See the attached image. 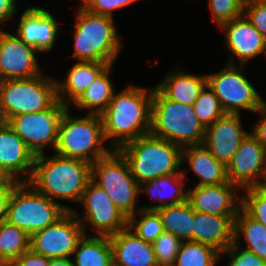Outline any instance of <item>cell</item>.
<instances>
[{"label": "cell", "mask_w": 266, "mask_h": 266, "mask_svg": "<svg viewBox=\"0 0 266 266\" xmlns=\"http://www.w3.org/2000/svg\"><path fill=\"white\" fill-rule=\"evenodd\" d=\"M151 105L152 88L129 84L119 93L114 92L101 114L103 134L113 150L150 133Z\"/></svg>", "instance_id": "1"}, {"label": "cell", "mask_w": 266, "mask_h": 266, "mask_svg": "<svg viewBox=\"0 0 266 266\" xmlns=\"http://www.w3.org/2000/svg\"><path fill=\"white\" fill-rule=\"evenodd\" d=\"M91 178V164L54 153L35 157L30 179L27 181L39 193L52 201L80 202Z\"/></svg>", "instance_id": "2"}, {"label": "cell", "mask_w": 266, "mask_h": 266, "mask_svg": "<svg viewBox=\"0 0 266 266\" xmlns=\"http://www.w3.org/2000/svg\"><path fill=\"white\" fill-rule=\"evenodd\" d=\"M75 17L70 56L77 61L114 65L123 48L115 18L90 12L81 4Z\"/></svg>", "instance_id": "3"}, {"label": "cell", "mask_w": 266, "mask_h": 266, "mask_svg": "<svg viewBox=\"0 0 266 266\" xmlns=\"http://www.w3.org/2000/svg\"><path fill=\"white\" fill-rule=\"evenodd\" d=\"M118 151L139 185L181 172L182 148L151 133L126 143Z\"/></svg>", "instance_id": "4"}, {"label": "cell", "mask_w": 266, "mask_h": 266, "mask_svg": "<svg viewBox=\"0 0 266 266\" xmlns=\"http://www.w3.org/2000/svg\"><path fill=\"white\" fill-rule=\"evenodd\" d=\"M150 133L184 148L202 145L205 127L198 121L193 105L171 101L153 86Z\"/></svg>", "instance_id": "5"}, {"label": "cell", "mask_w": 266, "mask_h": 266, "mask_svg": "<svg viewBox=\"0 0 266 266\" xmlns=\"http://www.w3.org/2000/svg\"><path fill=\"white\" fill-rule=\"evenodd\" d=\"M69 110L61 119L54 153L90 164L106 157L113 149L103 144L106 139L101 115L72 116Z\"/></svg>", "instance_id": "6"}, {"label": "cell", "mask_w": 266, "mask_h": 266, "mask_svg": "<svg viewBox=\"0 0 266 266\" xmlns=\"http://www.w3.org/2000/svg\"><path fill=\"white\" fill-rule=\"evenodd\" d=\"M57 101L56 78L41 73L24 79L0 81V122L20 114L42 112Z\"/></svg>", "instance_id": "7"}, {"label": "cell", "mask_w": 266, "mask_h": 266, "mask_svg": "<svg viewBox=\"0 0 266 266\" xmlns=\"http://www.w3.org/2000/svg\"><path fill=\"white\" fill-rule=\"evenodd\" d=\"M72 210L73 207L54 202L39 193L28 182H19L8 203L6 221L31 236Z\"/></svg>", "instance_id": "8"}, {"label": "cell", "mask_w": 266, "mask_h": 266, "mask_svg": "<svg viewBox=\"0 0 266 266\" xmlns=\"http://www.w3.org/2000/svg\"><path fill=\"white\" fill-rule=\"evenodd\" d=\"M104 189L113 203L129 218L137 213L140 185L132 176L127 160L118 150H112L106 157L91 164V178Z\"/></svg>", "instance_id": "9"}, {"label": "cell", "mask_w": 266, "mask_h": 266, "mask_svg": "<svg viewBox=\"0 0 266 266\" xmlns=\"http://www.w3.org/2000/svg\"><path fill=\"white\" fill-rule=\"evenodd\" d=\"M226 65L219 72L206 75L207 85L218 97L225 113L241 114L242 110L255 113L266 100L243 74L244 65Z\"/></svg>", "instance_id": "10"}, {"label": "cell", "mask_w": 266, "mask_h": 266, "mask_svg": "<svg viewBox=\"0 0 266 266\" xmlns=\"http://www.w3.org/2000/svg\"><path fill=\"white\" fill-rule=\"evenodd\" d=\"M69 106L57 100L42 112L20 114L7 124L24 141L35 156L44 154L45 149L55 150L61 119Z\"/></svg>", "instance_id": "11"}, {"label": "cell", "mask_w": 266, "mask_h": 266, "mask_svg": "<svg viewBox=\"0 0 266 266\" xmlns=\"http://www.w3.org/2000/svg\"><path fill=\"white\" fill-rule=\"evenodd\" d=\"M79 205L85 210L83 217L76 210L72 211L85 235L88 224L94 235L98 236H111L128 227V217L113 203L106 191L91 180L86 185Z\"/></svg>", "instance_id": "12"}, {"label": "cell", "mask_w": 266, "mask_h": 266, "mask_svg": "<svg viewBox=\"0 0 266 266\" xmlns=\"http://www.w3.org/2000/svg\"><path fill=\"white\" fill-rule=\"evenodd\" d=\"M83 227L73 211H67L55 223L30 236V249L49 259L72 258Z\"/></svg>", "instance_id": "13"}, {"label": "cell", "mask_w": 266, "mask_h": 266, "mask_svg": "<svg viewBox=\"0 0 266 266\" xmlns=\"http://www.w3.org/2000/svg\"><path fill=\"white\" fill-rule=\"evenodd\" d=\"M228 180L240 190L263 186L266 181V153L257 138L248 132L226 165Z\"/></svg>", "instance_id": "14"}, {"label": "cell", "mask_w": 266, "mask_h": 266, "mask_svg": "<svg viewBox=\"0 0 266 266\" xmlns=\"http://www.w3.org/2000/svg\"><path fill=\"white\" fill-rule=\"evenodd\" d=\"M37 53L15 33L0 29V81L30 78L43 73Z\"/></svg>", "instance_id": "15"}, {"label": "cell", "mask_w": 266, "mask_h": 266, "mask_svg": "<svg viewBox=\"0 0 266 266\" xmlns=\"http://www.w3.org/2000/svg\"><path fill=\"white\" fill-rule=\"evenodd\" d=\"M225 34V46L231 52L227 64L246 65L257 56L266 55V38L242 14L219 26ZM235 58V59H234Z\"/></svg>", "instance_id": "16"}, {"label": "cell", "mask_w": 266, "mask_h": 266, "mask_svg": "<svg viewBox=\"0 0 266 266\" xmlns=\"http://www.w3.org/2000/svg\"><path fill=\"white\" fill-rule=\"evenodd\" d=\"M241 116L225 113L205 128L203 145L225 165L233 158L240 142L249 132L243 128Z\"/></svg>", "instance_id": "17"}, {"label": "cell", "mask_w": 266, "mask_h": 266, "mask_svg": "<svg viewBox=\"0 0 266 266\" xmlns=\"http://www.w3.org/2000/svg\"><path fill=\"white\" fill-rule=\"evenodd\" d=\"M187 189V200L195 211L215 215H237L241 208V190L230 181Z\"/></svg>", "instance_id": "18"}, {"label": "cell", "mask_w": 266, "mask_h": 266, "mask_svg": "<svg viewBox=\"0 0 266 266\" xmlns=\"http://www.w3.org/2000/svg\"><path fill=\"white\" fill-rule=\"evenodd\" d=\"M58 21L49 10L29 6L22 12L16 35L39 53L49 52L56 44L59 33Z\"/></svg>", "instance_id": "19"}, {"label": "cell", "mask_w": 266, "mask_h": 266, "mask_svg": "<svg viewBox=\"0 0 266 266\" xmlns=\"http://www.w3.org/2000/svg\"><path fill=\"white\" fill-rule=\"evenodd\" d=\"M35 155L6 123L0 122V165L19 182H27L32 174Z\"/></svg>", "instance_id": "20"}, {"label": "cell", "mask_w": 266, "mask_h": 266, "mask_svg": "<svg viewBox=\"0 0 266 266\" xmlns=\"http://www.w3.org/2000/svg\"><path fill=\"white\" fill-rule=\"evenodd\" d=\"M109 238L113 266H159L152 243L144 241L128 227Z\"/></svg>", "instance_id": "21"}, {"label": "cell", "mask_w": 266, "mask_h": 266, "mask_svg": "<svg viewBox=\"0 0 266 266\" xmlns=\"http://www.w3.org/2000/svg\"><path fill=\"white\" fill-rule=\"evenodd\" d=\"M237 215H215L194 210L193 241L209 245L223 253L234 242Z\"/></svg>", "instance_id": "22"}, {"label": "cell", "mask_w": 266, "mask_h": 266, "mask_svg": "<svg viewBox=\"0 0 266 266\" xmlns=\"http://www.w3.org/2000/svg\"><path fill=\"white\" fill-rule=\"evenodd\" d=\"M183 162H187L190 167L189 170L199 178L195 186L218 185L229 182L226 165L218 161L203 144L182 148L181 166L184 165Z\"/></svg>", "instance_id": "23"}, {"label": "cell", "mask_w": 266, "mask_h": 266, "mask_svg": "<svg viewBox=\"0 0 266 266\" xmlns=\"http://www.w3.org/2000/svg\"><path fill=\"white\" fill-rule=\"evenodd\" d=\"M173 69L155 87L171 101L193 105L200 92L207 85L206 74H188L185 68L180 67Z\"/></svg>", "instance_id": "24"}, {"label": "cell", "mask_w": 266, "mask_h": 266, "mask_svg": "<svg viewBox=\"0 0 266 266\" xmlns=\"http://www.w3.org/2000/svg\"><path fill=\"white\" fill-rule=\"evenodd\" d=\"M184 169L179 174L159 177L140 185V193H147L155 205H140L143 210H155L162 206L175 205L187 200L188 189H185L186 174Z\"/></svg>", "instance_id": "25"}, {"label": "cell", "mask_w": 266, "mask_h": 266, "mask_svg": "<svg viewBox=\"0 0 266 266\" xmlns=\"http://www.w3.org/2000/svg\"><path fill=\"white\" fill-rule=\"evenodd\" d=\"M107 66L102 62L76 61L63 81L56 79L57 100L70 107Z\"/></svg>", "instance_id": "26"}, {"label": "cell", "mask_w": 266, "mask_h": 266, "mask_svg": "<svg viewBox=\"0 0 266 266\" xmlns=\"http://www.w3.org/2000/svg\"><path fill=\"white\" fill-rule=\"evenodd\" d=\"M113 66V64L108 65L71 106H76L80 113L83 112L81 110L86 109L88 114L101 115L108 108L115 92L110 77Z\"/></svg>", "instance_id": "27"}, {"label": "cell", "mask_w": 266, "mask_h": 266, "mask_svg": "<svg viewBox=\"0 0 266 266\" xmlns=\"http://www.w3.org/2000/svg\"><path fill=\"white\" fill-rule=\"evenodd\" d=\"M74 266H113L109 236L85 235L73 252Z\"/></svg>", "instance_id": "28"}, {"label": "cell", "mask_w": 266, "mask_h": 266, "mask_svg": "<svg viewBox=\"0 0 266 266\" xmlns=\"http://www.w3.org/2000/svg\"><path fill=\"white\" fill-rule=\"evenodd\" d=\"M161 217L163 229L183 241H193L194 209L188 200L155 209Z\"/></svg>", "instance_id": "29"}, {"label": "cell", "mask_w": 266, "mask_h": 266, "mask_svg": "<svg viewBox=\"0 0 266 266\" xmlns=\"http://www.w3.org/2000/svg\"><path fill=\"white\" fill-rule=\"evenodd\" d=\"M242 237L246 243L243 249L266 260V227L240 208L234 219V243L240 244Z\"/></svg>", "instance_id": "30"}, {"label": "cell", "mask_w": 266, "mask_h": 266, "mask_svg": "<svg viewBox=\"0 0 266 266\" xmlns=\"http://www.w3.org/2000/svg\"><path fill=\"white\" fill-rule=\"evenodd\" d=\"M30 249V236L22 229L3 221L0 223V261L8 266Z\"/></svg>", "instance_id": "31"}, {"label": "cell", "mask_w": 266, "mask_h": 266, "mask_svg": "<svg viewBox=\"0 0 266 266\" xmlns=\"http://www.w3.org/2000/svg\"><path fill=\"white\" fill-rule=\"evenodd\" d=\"M223 256V253L209 245L183 241L173 266H216Z\"/></svg>", "instance_id": "32"}, {"label": "cell", "mask_w": 266, "mask_h": 266, "mask_svg": "<svg viewBox=\"0 0 266 266\" xmlns=\"http://www.w3.org/2000/svg\"><path fill=\"white\" fill-rule=\"evenodd\" d=\"M128 228L144 241L151 243L164 232L161 217L156 210L140 209L128 218Z\"/></svg>", "instance_id": "33"}, {"label": "cell", "mask_w": 266, "mask_h": 266, "mask_svg": "<svg viewBox=\"0 0 266 266\" xmlns=\"http://www.w3.org/2000/svg\"><path fill=\"white\" fill-rule=\"evenodd\" d=\"M198 121L206 128L225 114L218 97L206 85L193 103Z\"/></svg>", "instance_id": "34"}, {"label": "cell", "mask_w": 266, "mask_h": 266, "mask_svg": "<svg viewBox=\"0 0 266 266\" xmlns=\"http://www.w3.org/2000/svg\"><path fill=\"white\" fill-rule=\"evenodd\" d=\"M241 208L266 227V188L264 186L241 189Z\"/></svg>", "instance_id": "35"}, {"label": "cell", "mask_w": 266, "mask_h": 266, "mask_svg": "<svg viewBox=\"0 0 266 266\" xmlns=\"http://www.w3.org/2000/svg\"><path fill=\"white\" fill-rule=\"evenodd\" d=\"M181 244L182 241L170 232L160 234L152 243L158 265L173 266Z\"/></svg>", "instance_id": "36"}, {"label": "cell", "mask_w": 266, "mask_h": 266, "mask_svg": "<svg viewBox=\"0 0 266 266\" xmlns=\"http://www.w3.org/2000/svg\"><path fill=\"white\" fill-rule=\"evenodd\" d=\"M213 21L218 27L243 14V0H208Z\"/></svg>", "instance_id": "37"}, {"label": "cell", "mask_w": 266, "mask_h": 266, "mask_svg": "<svg viewBox=\"0 0 266 266\" xmlns=\"http://www.w3.org/2000/svg\"><path fill=\"white\" fill-rule=\"evenodd\" d=\"M232 243L223 254L229 256L227 266H266V260L257 254L242 248V245Z\"/></svg>", "instance_id": "38"}, {"label": "cell", "mask_w": 266, "mask_h": 266, "mask_svg": "<svg viewBox=\"0 0 266 266\" xmlns=\"http://www.w3.org/2000/svg\"><path fill=\"white\" fill-rule=\"evenodd\" d=\"M243 15L266 38V0L244 2Z\"/></svg>", "instance_id": "39"}, {"label": "cell", "mask_w": 266, "mask_h": 266, "mask_svg": "<svg viewBox=\"0 0 266 266\" xmlns=\"http://www.w3.org/2000/svg\"><path fill=\"white\" fill-rule=\"evenodd\" d=\"M137 0H81V5L88 11L114 18V11L131 5Z\"/></svg>", "instance_id": "40"}, {"label": "cell", "mask_w": 266, "mask_h": 266, "mask_svg": "<svg viewBox=\"0 0 266 266\" xmlns=\"http://www.w3.org/2000/svg\"><path fill=\"white\" fill-rule=\"evenodd\" d=\"M50 259L28 249L9 266H49Z\"/></svg>", "instance_id": "41"}, {"label": "cell", "mask_w": 266, "mask_h": 266, "mask_svg": "<svg viewBox=\"0 0 266 266\" xmlns=\"http://www.w3.org/2000/svg\"><path fill=\"white\" fill-rule=\"evenodd\" d=\"M255 113L260 115L261 119L256 122L257 124L255 123L251 133L257 138L266 153V102Z\"/></svg>", "instance_id": "42"}, {"label": "cell", "mask_w": 266, "mask_h": 266, "mask_svg": "<svg viewBox=\"0 0 266 266\" xmlns=\"http://www.w3.org/2000/svg\"><path fill=\"white\" fill-rule=\"evenodd\" d=\"M18 183H7L4 187L0 188V223L6 221L8 203L14 190Z\"/></svg>", "instance_id": "43"}, {"label": "cell", "mask_w": 266, "mask_h": 266, "mask_svg": "<svg viewBox=\"0 0 266 266\" xmlns=\"http://www.w3.org/2000/svg\"><path fill=\"white\" fill-rule=\"evenodd\" d=\"M17 0H0V29L1 25L13 17L17 13Z\"/></svg>", "instance_id": "44"}, {"label": "cell", "mask_w": 266, "mask_h": 266, "mask_svg": "<svg viewBox=\"0 0 266 266\" xmlns=\"http://www.w3.org/2000/svg\"><path fill=\"white\" fill-rule=\"evenodd\" d=\"M7 183H19V181L13 179L0 165V188L4 187Z\"/></svg>", "instance_id": "45"}, {"label": "cell", "mask_w": 266, "mask_h": 266, "mask_svg": "<svg viewBox=\"0 0 266 266\" xmlns=\"http://www.w3.org/2000/svg\"><path fill=\"white\" fill-rule=\"evenodd\" d=\"M71 258L50 259L49 266H74Z\"/></svg>", "instance_id": "46"}, {"label": "cell", "mask_w": 266, "mask_h": 266, "mask_svg": "<svg viewBox=\"0 0 266 266\" xmlns=\"http://www.w3.org/2000/svg\"><path fill=\"white\" fill-rule=\"evenodd\" d=\"M0 266H8L6 263L0 261Z\"/></svg>", "instance_id": "47"}]
</instances>
